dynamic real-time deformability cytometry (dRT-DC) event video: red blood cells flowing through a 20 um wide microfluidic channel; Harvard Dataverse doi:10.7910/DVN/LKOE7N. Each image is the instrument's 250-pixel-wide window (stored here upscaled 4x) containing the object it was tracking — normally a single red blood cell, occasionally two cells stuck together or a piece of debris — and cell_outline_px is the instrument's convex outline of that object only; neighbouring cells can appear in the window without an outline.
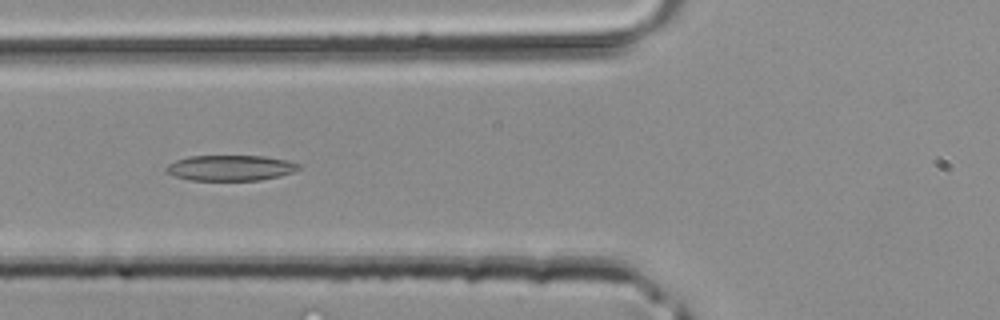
{"species": "common noctule bat (a hibernating species)", "species_latin": "Nyctalus noctula", "temperature_condition": "room temperature", "stored_images_in_passage": 26, "camera_frame_rate_fps": 3000, "um_per_image_px": 0.085, "animal": {"sex": "male", "body_mass_g": 20.4}, "frame": {"image": 1, "passage_image": 8, "time_ms": 2.333, "image_size_px": [1000, 320], "cell_outline_px": [[300, 168], [292, 172], [280, 176], [260, 180], [192, 180], [176, 176], [168, 172], [164, 168], [168, 164], [176, 160], [188, 156], [264, 156], [288, 160], [300, 164]], "centroid_in_image_um": [19.61, 14.26], "position_along_channel_um": 106.2, "area_um2": 19.65}}
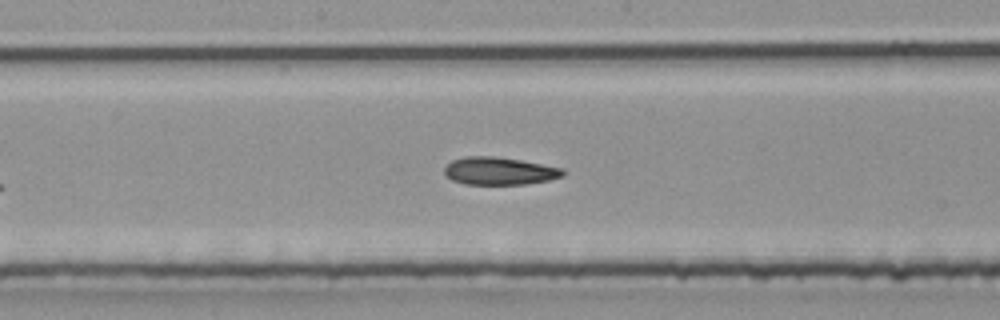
{"frame": {"image": 2, "passage_image": 14, "time_ms": 4.333, "image_size_px": [1000, 320], "cell_outline_px": [[564, 176], [548, 180], [524, 184], [464, 184], [452, 180], [444, 172], [444, 168], [452, 160], [464, 156], [496, 156], [520, 160], [564, 168]], "centroid_in_image_um": [42.44, 14.53], "position_along_channel_um": 205.8, "area_um2": 19.07}}
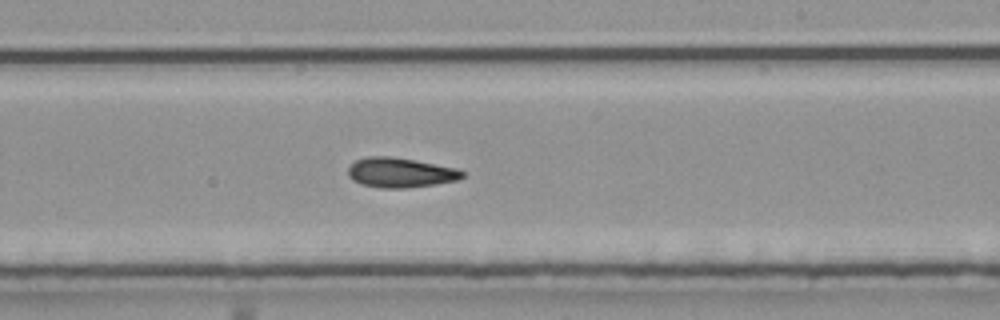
{"frame": {"image": 3, "passage_image": 17, "time_ms": 5.333, "image_size_px": [1000, 320], "cell_outline_px": [[464, 176], [456, 180], [436, 184], [404, 188], [380, 188], [360, 184], [352, 180], [348, 176], [348, 168], [356, 160], [368, 156], [392, 156], [416, 160], [456, 168], [464, 172]], "centroid_in_image_um": [34.0, 14.67], "position_along_channel_um": 255.0, "area_um2": 19.88}}